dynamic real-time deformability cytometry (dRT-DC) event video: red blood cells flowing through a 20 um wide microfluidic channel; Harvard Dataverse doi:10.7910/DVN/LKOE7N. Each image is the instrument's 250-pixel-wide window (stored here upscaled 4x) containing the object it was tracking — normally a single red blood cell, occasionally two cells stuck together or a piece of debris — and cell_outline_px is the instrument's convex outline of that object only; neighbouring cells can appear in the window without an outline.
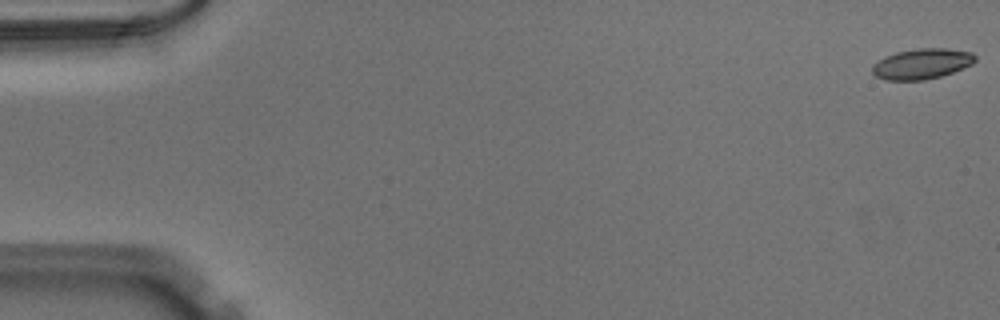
{"species": "Egyptian fruit bat (a non-hibernating species)", "species_latin": "Rousettus aegyptiacus", "temperature_condition": "warm", "stored_images_in_passage": 52, "camera_frame_rate_fps": 3000, "um_per_image_px": 0.085, "animal": {"sex": "male"}, "frame": {"image": 1, "passage_image": 1, "time_ms": 0.0, "image_size_px": [1000, 320], "cell_outline_px": [[976, 60], [972, 64], [952, 72], [940, 76], [924, 80], [884, 80], [876, 76], [872, 72], [872, 64], [876, 60], [884, 56], [896, 52], [916, 48], [948, 48], [972, 52], [976, 56]], "centroid_in_image_um": [78.32, 5.41], "position_along_channel_um": 6.7, "area_um2": 18.44}}
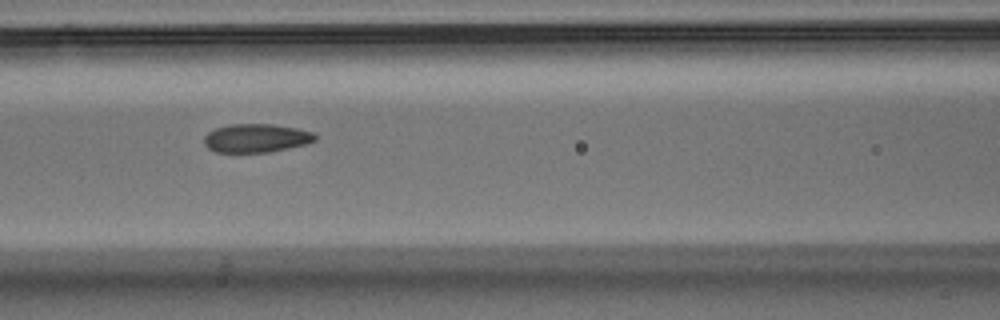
{"frame": {"image": 2, "passage_image": 23, "time_ms": 7.333, "image_size_px": [1000, 320], "cell_outline_px": [[316, 140], [304, 144], [288, 148], [268, 152], [216, 152], [208, 148], [204, 144], [204, 136], [208, 132], [216, 128], [228, 124], [272, 124], [296, 128], [316, 132]], "centroid_in_image_um": [21.77, 11.73], "position_along_channel_um": 144.8, "area_um2": 18.5}}
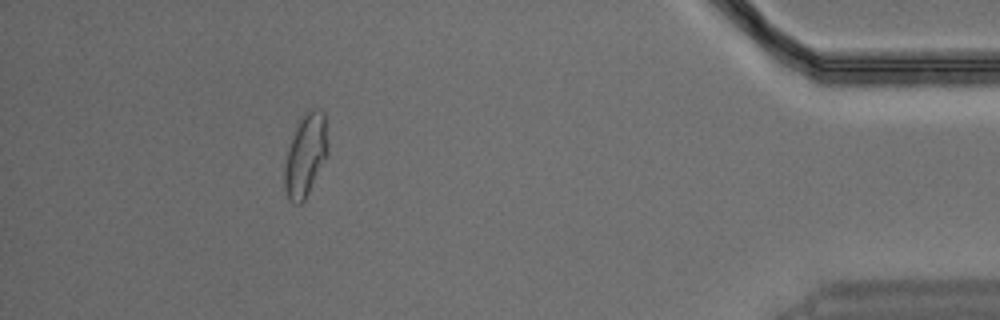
{"frame": {"image": 3, "passage_image": 47, "time_ms": 15.333, "image_size_px": [1000, 320], "cell_outline_px": [[328, 152], [304, 200], [300, 204], [296, 204], [288, 200], [284, 188], [284, 168], [288, 148], [300, 116], [304, 112], [312, 108], [320, 108], [324, 112], [328, 148]], "centroid_in_image_um": [25.95, 13.15], "position_along_channel_um": 409.2, "area_um2": 20.69}}